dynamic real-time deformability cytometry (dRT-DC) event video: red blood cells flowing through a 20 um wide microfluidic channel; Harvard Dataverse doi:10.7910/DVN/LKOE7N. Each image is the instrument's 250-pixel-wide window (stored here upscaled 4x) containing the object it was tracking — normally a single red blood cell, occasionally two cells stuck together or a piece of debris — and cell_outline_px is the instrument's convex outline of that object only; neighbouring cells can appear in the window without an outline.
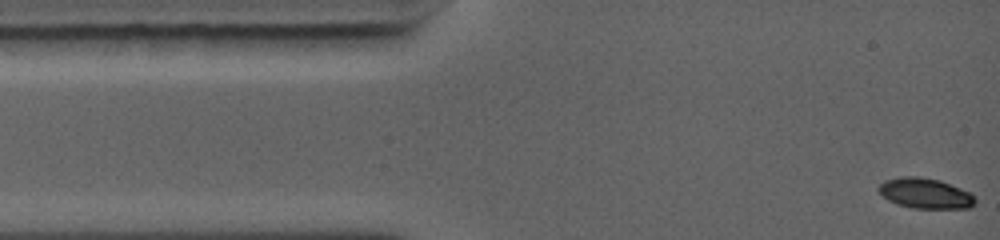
{"species": "common noctule bat (a hibernating species)", "species_latin": "Nyctalus noctula", "temperature_condition": "warm", "stored_images_in_passage": 56, "camera_frame_rate_fps": 5000, "um_per_image_px": 0.085, "animal": {"sex": "female", "body_mass_g": 19.0, "forearm_length_mm": 56.7}, "frame": {"image": 1, "passage_image": 1, "time_ms": 0.0, "image_size_px": [1000, 240], "cell_outline_px": [[976, 204], [968, 208], [912, 208], [896, 204], [888, 200], [876, 188], [884, 180], [900, 176], [916, 176], [940, 180], [960, 188], [968, 192], [976, 200]], "centroid_in_image_um": [78.61, 16.43], "position_along_channel_um": 6.4, "area_um2": 17.05}}
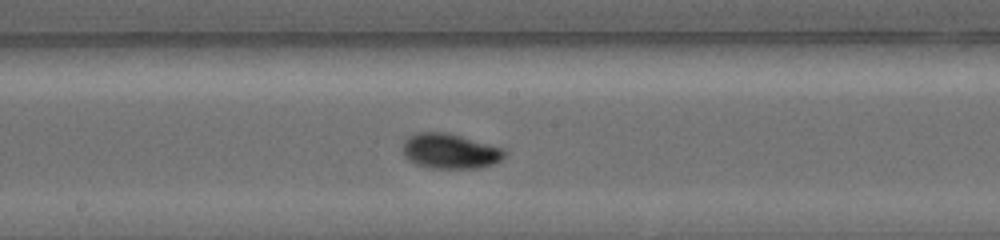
{"frame": {"image": 2, "passage_image": 32, "time_ms": 6.2, "image_size_px": [1000, 240], "cell_outline_px": [[508, 152], [500, 160], [492, 164], [480, 168], [432, 168], [416, 164], [408, 160], [404, 156], [404, 140], [408, 136], [416, 132], [448, 132], [508, 148]], "centroid_in_image_um": [38.31, 12.83], "position_along_channel_um": 209.9, "area_um2": 21.21}}
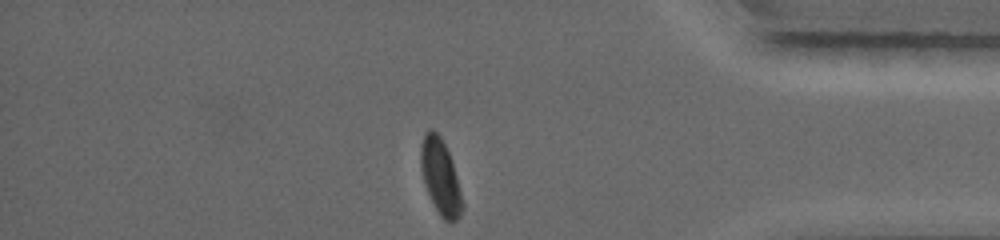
{"frame": {"image": 3, "passage_image": 56, "time_ms": 11.0, "image_size_px": [1000, 240], "cell_outline_px": [[464, 208], [460, 216], [456, 220], [448, 224], [440, 216], [428, 192], [424, 180], [420, 164], [420, 144], [424, 132], [428, 128], [432, 128], [440, 136], [452, 160], [464, 204]], "centroid_in_image_um": [37.44, 15.03], "position_along_channel_um": 397.8, "area_um2": 18.32}, "authors_computed_cell_mechanics": {"area_um2": 19.4786, "velocity_mm_per_s": 4.4362, "shape_relaxation_time_tau1_ms": 2.5229, "shape_relaxation_time_tau2_ms": 1.594, "deformation_change_tau1": 0.1357, "deformation_change_tau2": 0.0317}}